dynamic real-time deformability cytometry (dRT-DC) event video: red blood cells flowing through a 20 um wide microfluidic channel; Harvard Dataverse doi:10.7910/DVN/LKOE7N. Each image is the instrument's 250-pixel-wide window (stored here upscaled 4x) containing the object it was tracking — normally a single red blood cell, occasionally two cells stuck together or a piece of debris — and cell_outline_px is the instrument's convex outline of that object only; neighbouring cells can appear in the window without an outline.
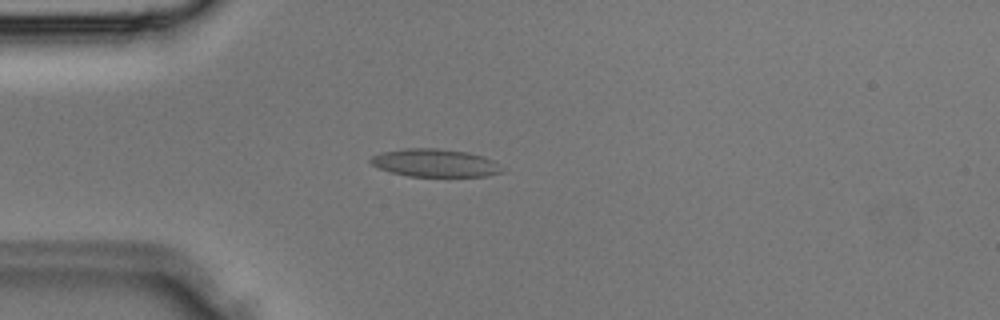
{"species": "Egyptian fruit bat (a non-hibernating species)", "species_latin": "Rousettus aegyptiacus", "temperature_condition": "room temperature", "stored_images_in_passage": 34, "camera_frame_rate_fps": 3000, "um_per_image_px": 0.085, "animal": {"sex": "male"}, "frame": {"image": 1, "passage_image": 8, "time_ms": 2.333, "image_size_px": [1000, 320], "cell_outline_px": [[504, 172], [488, 176], [408, 176], [392, 172], [380, 168], [372, 164], [368, 160], [372, 156], [384, 152], [404, 148], [436, 148], [468, 152], [484, 156], [492, 160], [504, 168]], "centroid_in_image_um": [37.02, 13.85], "position_along_channel_um": 48.0, "area_um2": 21.33}}
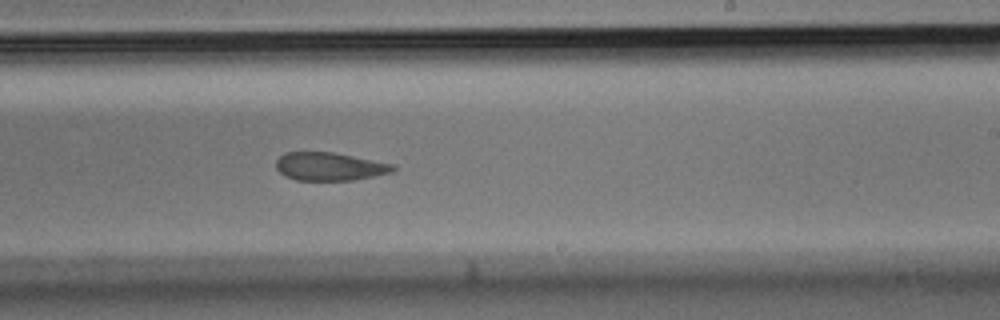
{"frame": {"image": 2, "passage_image": 20, "time_ms": 6.333, "image_size_px": [1000, 320], "cell_outline_px": [[396, 168], [392, 172], [352, 180], [296, 180], [284, 176], [276, 168], [276, 160], [284, 152], [332, 152], [396, 164]], "centroid_in_image_um": [28.0, 14.15], "position_along_channel_um": 261.0, "area_um2": 19.19}}
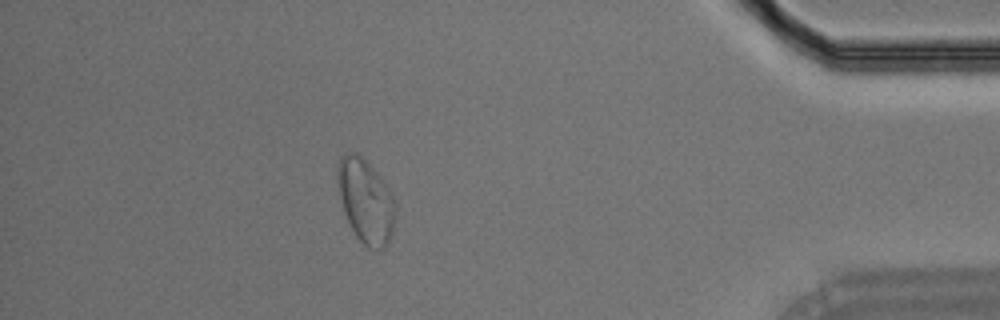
{"frame": {"image": 3, "passage_image": 30, "time_ms": 9.667, "image_size_px": [1000, 320], "cell_outline_px": [[396, 216], [392, 232], [384, 248], [368, 248], [356, 236], [344, 212], [336, 180], [336, 164], [340, 156], [348, 152], [356, 152], [372, 168], [388, 188], [396, 200]], "centroid_in_image_um": [31.07, 17.06], "position_along_channel_um": 404.1, "area_um2": 28.15}}